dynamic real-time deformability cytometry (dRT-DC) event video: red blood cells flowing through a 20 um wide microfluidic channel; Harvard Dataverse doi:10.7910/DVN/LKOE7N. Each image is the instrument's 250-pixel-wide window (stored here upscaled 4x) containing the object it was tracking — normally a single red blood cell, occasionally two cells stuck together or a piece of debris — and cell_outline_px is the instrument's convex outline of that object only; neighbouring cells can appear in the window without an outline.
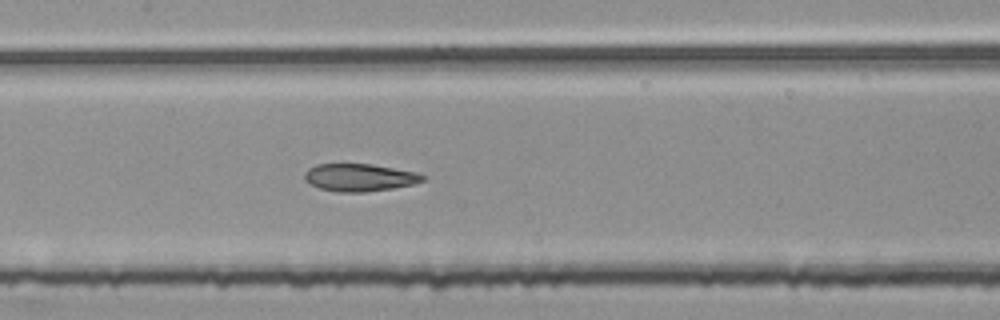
{"species": "common noctule bat (a hibernating species)", "species_latin": "Nyctalus noctula", "temperature_condition": "room temperature", "stored_images_in_passage": 53, "segment_of_instrument_passage": [2, 2], "camera_frame_rate_fps": 3000, "um_per_image_px": 0.085, "animal": {"sex": "female", "body_mass_g": 25.1}, "frame": {"image": 1, "passage_image": 26, "time_ms": 8.333, "image_size_px": [1000, 320], "cell_outline_px": [[424, 180], [416, 184], [392, 188], [364, 192], [336, 192], [320, 188], [304, 180], [304, 172], [308, 168], [316, 164], [372, 164], [416, 172], [424, 176]], "centroid_in_image_um": [30.54, 15.08], "position_along_channel_um": 176.9, "area_um2": 18.96}}
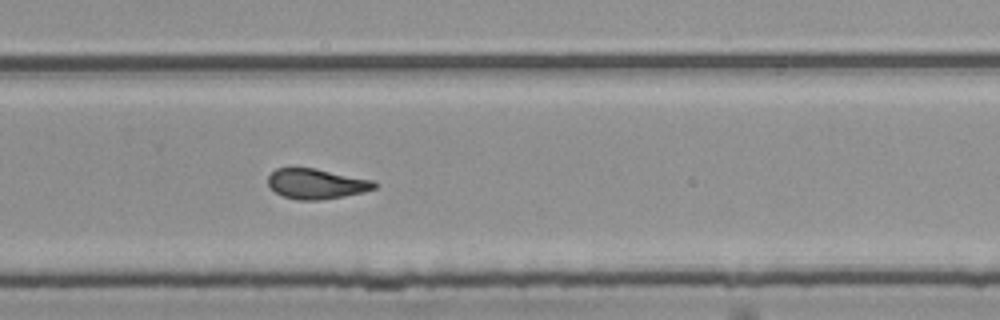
{"frame": {"image": 2, "passage_image": 36, "time_ms": 11.667, "image_size_px": [1000, 320], "cell_outline_px": [[376, 188], [364, 192], [344, 196], [316, 200], [300, 200], [284, 196], [276, 192], [268, 184], [268, 176], [276, 168], [316, 168], [376, 180]], "centroid_in_image_um": [26.94, 15.61], "position_along_channel_um": 302.9, "area_um2": 18.73}}
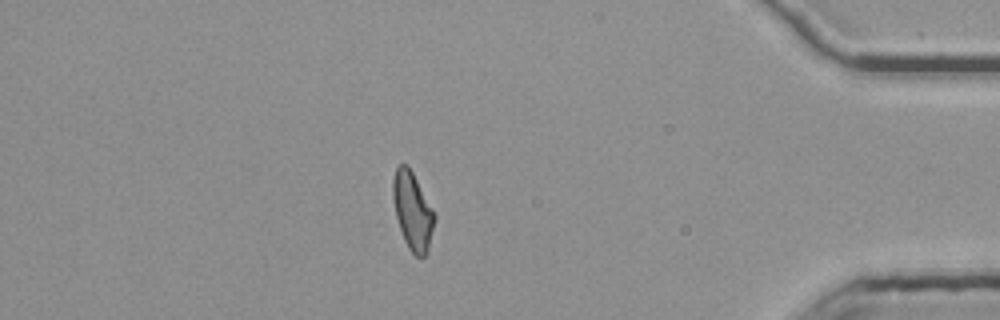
{"frame": {"image": 3, "passage_image": 47, "time_ms": 15.333, "image_size_px": [1000, 320], "cell_outline_px": [[436, 216], [428, 252], [424, 256], [416, 256], [408, 248], [404, 240], [396, 216], [392, 196], [392, 180], [396, 168], [400, 164], [408, 164], [432, 208]], "centroid_in_image_um": [35.06, 17.92], "position_along_channel_um": 400.1, "area_um2": 18.73}}